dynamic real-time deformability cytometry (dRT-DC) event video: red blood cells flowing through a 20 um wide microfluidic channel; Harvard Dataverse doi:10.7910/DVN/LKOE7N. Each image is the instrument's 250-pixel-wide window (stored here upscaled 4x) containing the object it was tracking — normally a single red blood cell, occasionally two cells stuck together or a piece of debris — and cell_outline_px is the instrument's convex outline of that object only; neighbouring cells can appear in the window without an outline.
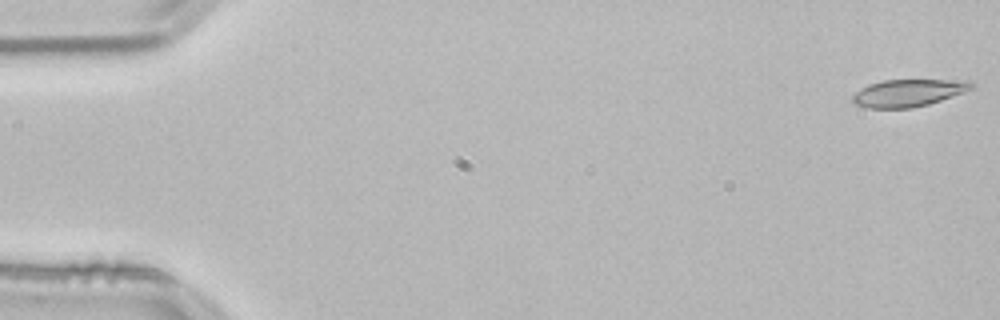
{"species": "common noctule bat (a hibernating species)", "species_latin": "Nyctalus noctula", "temperature_condition": "room temperature", "stored_images_in_passage": 14, "camera_frame_rate_fps": 3000, "um_per_image_px": 0.085, "animal": {"sex": "male", "body_mass_g": 21.5, "forearm_length_mm": 52.0}, "frame": {"image": 1, "passage_image": 1, "time_ms": 0.0, "image_size_px": [1000, 320], "cell_outline_px": [[972, 88], [964, 92], [928, 104], [912, 108], [868, 108], [856, 104], [852, 100], [852, 96], [860, 88], [868, 84], [884, 80], [972, 80]], "centroid_in_image_um": [77.18, 7.89], "position_along_channel_um": 7.8, "area_um2": 18.79}}
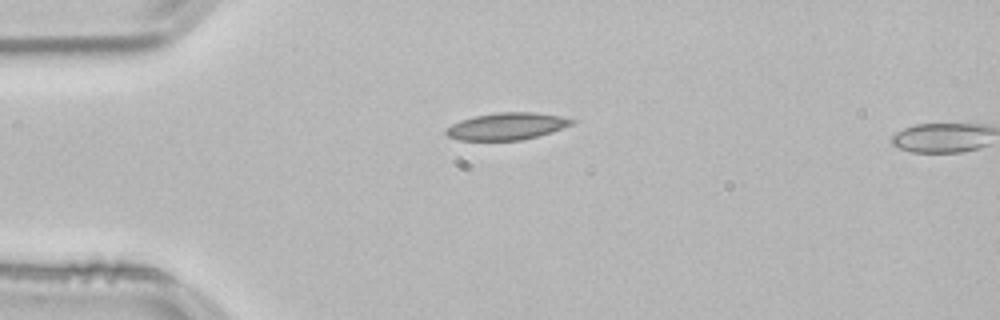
{"frame": {"image": 2, "passage_image": 13, "time_ms": 4.0, "image_size_px": [1000, 320], "cell_outline_px": [[576, 120], [572, 124], [552, 132], [520, 140], [460, 140], [448, 136], [444, 132], [444, 128], [460, 120], [476, 116], [496, 112], [536, 112], [560, 116]], "centroid_in_image_um": [43.05, 10.72], "position_along_channel_um": 41.9, "area_um2": 19.77}}